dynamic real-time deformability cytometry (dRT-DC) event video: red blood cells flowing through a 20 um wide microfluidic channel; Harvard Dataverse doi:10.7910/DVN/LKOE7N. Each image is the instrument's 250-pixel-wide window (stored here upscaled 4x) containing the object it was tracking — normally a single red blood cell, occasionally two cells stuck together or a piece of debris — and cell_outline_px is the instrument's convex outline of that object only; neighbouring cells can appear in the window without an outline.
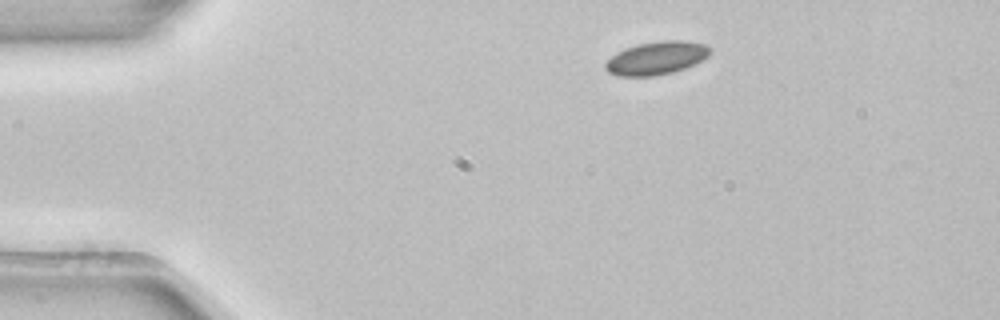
{"species": "common noctule bat (a hibernating species)", "species_latin": "Nyctalus noctula", "temperature_condition": "room temperature", "stored_images_in_passage": 3, "segment_of_instrument_passage": [1, 2], "camera_frame_rate_fps": 3000, "um_per_image_px": 0.085, "animal": {"sex": "female", "body_mass_g": 22.7, "forearm_length_mm": 54.2}, "frame": {"image": 1, "passage_image": 1, "time_ms": 0.0, "image_size_px": [1000, 320], "cell_outline_px": [[712, 52], [708, 56], [684, 68], [672, 72], [652, 76], [620, 76], [608, 72], [604, 68], [604, 64], [616, 52], [624, 48], [636, 44], [660, 40], [684, 40], [704, 44], [712, 48]], "centroid_in_image_um": [55.78, 4.91], "position_along_channel_um": 29.2, "area_um2": 20.23}}